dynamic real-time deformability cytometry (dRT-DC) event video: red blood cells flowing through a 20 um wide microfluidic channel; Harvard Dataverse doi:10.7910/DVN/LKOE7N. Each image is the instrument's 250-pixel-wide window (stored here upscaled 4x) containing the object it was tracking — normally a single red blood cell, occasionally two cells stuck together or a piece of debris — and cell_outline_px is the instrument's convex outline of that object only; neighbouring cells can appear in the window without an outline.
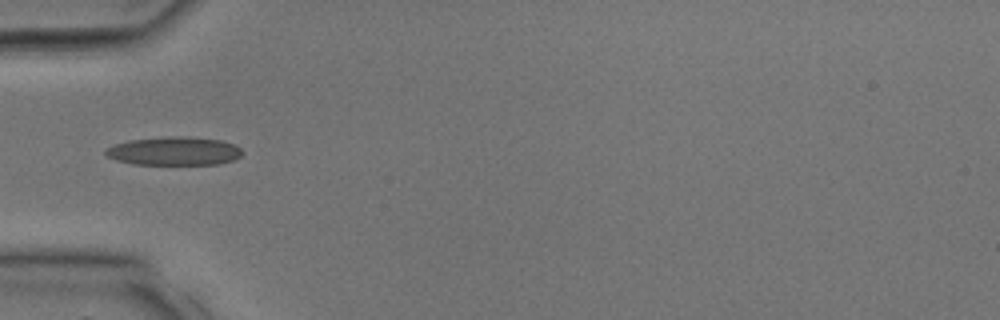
{"species": "common noctule bat (a hibernating species)", "species_latin": "Nyctalus noctula", "temperature_condition": "room temperature", "stored_images_in_passage": 23, "camera_frame_rate_fps": 3000, "um_per_image_px": 0.085, "animal": {"sex": "male", "body_mass_g": 17.9, "forearm_length_mm": 54.2}, "frame": {"image": 1, "passage_image": 1, "time_ms": 0.0, "image_size_px": [1000, 320], "cell_outline_px": [[244, 152], [240, 156], [232, 160], [220, 164], [132, 164], [116, 160], [108, 156], [104, 152], [104, 148], [128, 140], [172, 136], [184, 136], [220, 140], [236, 144]], "centroid_in_image_um": [14.81, 12.84], "position_along_channel_um": 70.2, "area_um2": 22.72}}
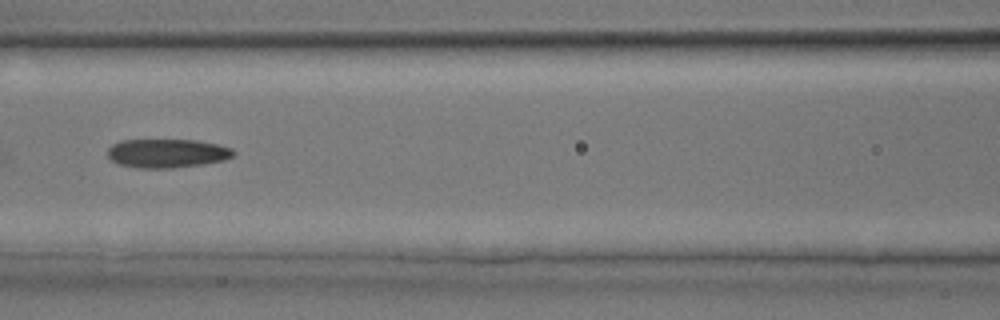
{"frame": {"image": 2, "passage_image": 5, "time_ms": 1.333, "image_size_px": [1000, 320], "cell_outline_px": [[236, 152], [232, 156], [224, 160], [200, 164], [172, 168], [136, 168], [120, 164], [112, 160], [108, 156], [108, 148], [112, 144], [120, 140], [196, 140], [216, 144], [232, 148]], "centroid_in_image_um": [14.18, 13.02], "position_along_channel_um": 152.4, "area_um2": 21.04}}
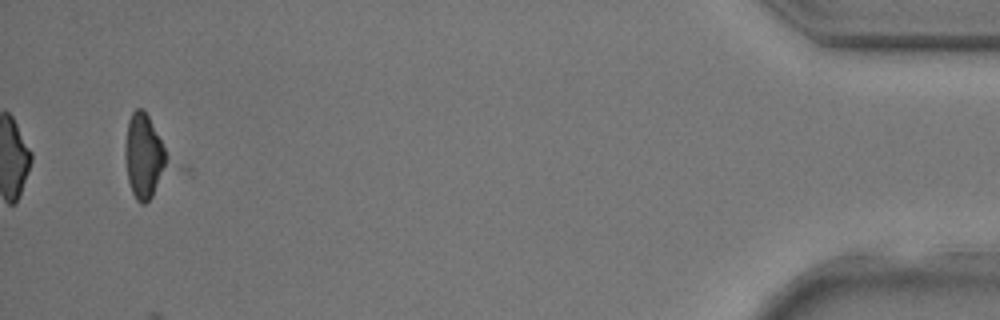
{"frame": {"image": 3, "passage_image": 22, "time_ms": 7.0, "image_size_px": [1000, 320], "cell_outline_px": [[168, 164], [152, 196], [144, 204], [140, 204], [136, 200], [132, 192], [128, 180], [124, 156], [124, 148], [128, 120], [132, 112], [136, 108], [144, 108], [168, 156]], "centroid_in_image_um": [12.2, 13.27], "position_along_channel_um": 423.0, "area_um2": 20.46}}